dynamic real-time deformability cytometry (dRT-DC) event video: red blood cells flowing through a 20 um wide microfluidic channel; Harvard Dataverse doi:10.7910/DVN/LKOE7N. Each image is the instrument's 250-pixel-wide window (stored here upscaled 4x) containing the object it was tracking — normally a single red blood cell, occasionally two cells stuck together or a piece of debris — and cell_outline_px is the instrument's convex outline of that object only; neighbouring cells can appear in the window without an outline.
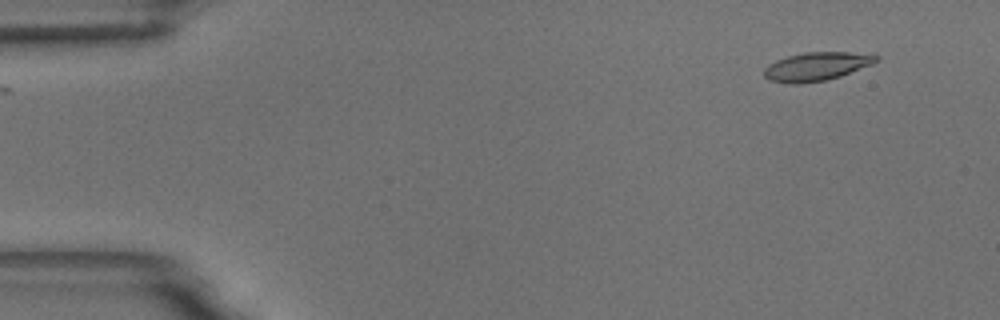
{"species": "common noctule bat (a hibernating species)", "species_latin": "Nyctalus noctula", "temperature_condition": "room temperature", "stored_images_in_passage": 12, "camera_frame_rate_fps": 3000, "um_per_image_px": 0.085, "animal": {"sex": "male", "body_mass_g": 18.8}, "frame": {"image": 1, "passage_image": 1, "time_ms": 0.0, "image_size_px": [1000, 320], "cell_outline_px": [[880, 60], [872, 64], [840, 76], [824, 80], [800, 84], [792, 84], [772, 80], [764, 76], [764, 68], [768, 64], [776, 60], [788, 56], [804, 52], [848, 52], [880, 56]], "centroid_in_image_um": [69.4, 5.64], "position_along_channel_um": 15.6, "area_um2": 18.44}}
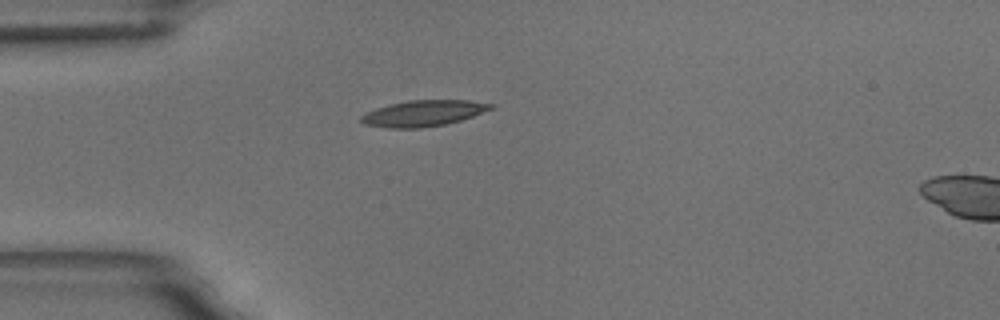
{"frame": {"image": 2, "passage_image": 12, "time_ms": 3.667, "image_size_px": [1000, 320], "cell_outline_px": [[496, 104], [492, 108], [472, 116], [460, 120], [444, 124], [420, 128], [388, 128], [364, 124], [360, 120], [360, 116], [376, 108], [408, 100], [468, 100]], "centroid_in_image_um": [35.98, 9.62], "position_along_channel_um": 49.0, "area_um2": 19.42}}